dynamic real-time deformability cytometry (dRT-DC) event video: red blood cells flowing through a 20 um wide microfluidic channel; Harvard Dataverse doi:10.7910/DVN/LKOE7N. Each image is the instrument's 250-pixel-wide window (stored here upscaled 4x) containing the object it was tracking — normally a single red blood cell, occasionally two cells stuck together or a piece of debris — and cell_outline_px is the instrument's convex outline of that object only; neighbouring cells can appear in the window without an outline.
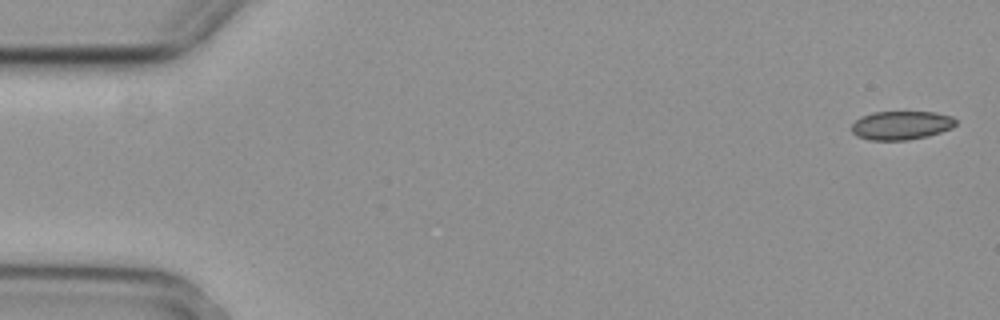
{"species": "common noctule bat (a hibernating species)", "species_latin": "Nyctalus noctula", "temperature_condition": "cold", "stored_images_in_passage": 5, "camera_frame_rate_fps": 3000, "um_per_image_px": 0.085, "animal": {"sex": "female", "body_mass_g": 29.2, "forearm_length_mm": 56.3}, "frame": {"image": 1, "passage_image": 1, "time_ms": 0.0, "image_size_px": [1000, 320], "cell_outline_px": [[956, 124], [952, 128], [928, 136], [908, 140], [868, 140], [856, 136], [852, 132], [852, 124], [860, 116], [872, 112], [936, 112], [952, 116], [956, 120]], "centroid_in_image_um": [76.59, 10.65], "position_along_channel_um": 8.4, "area_um2": 17.57}}
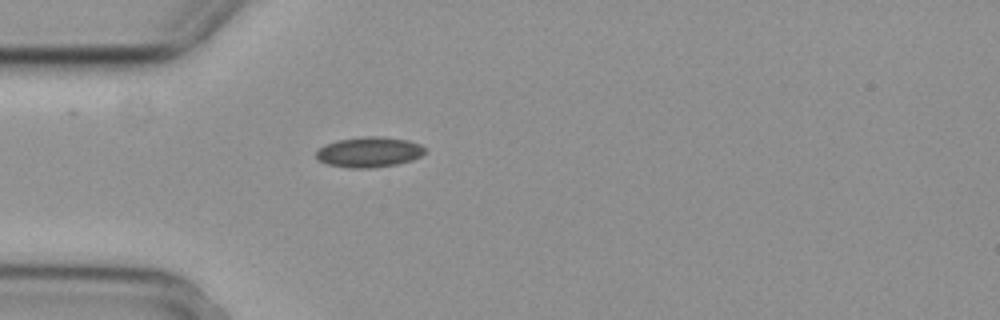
{"frame": {"image": 2, "passage_image": 5, "time_ms": 1.333, "image_size_px": [1000, 320], "cell_outline_px": [[424, 152], [420, 156], [412, 160], [396, 164], [372, 168], [348, 168], [328, 164], [316, 160], [316, 148], [324, 144], [336, 140], [360, 136], [380, 136], [408, 140], [420, 144], [424, 148]], "centroid_in_image_um": [31.3, 12.92], "position_along_channel_um": 53.7, "area_um2": 19.48}}